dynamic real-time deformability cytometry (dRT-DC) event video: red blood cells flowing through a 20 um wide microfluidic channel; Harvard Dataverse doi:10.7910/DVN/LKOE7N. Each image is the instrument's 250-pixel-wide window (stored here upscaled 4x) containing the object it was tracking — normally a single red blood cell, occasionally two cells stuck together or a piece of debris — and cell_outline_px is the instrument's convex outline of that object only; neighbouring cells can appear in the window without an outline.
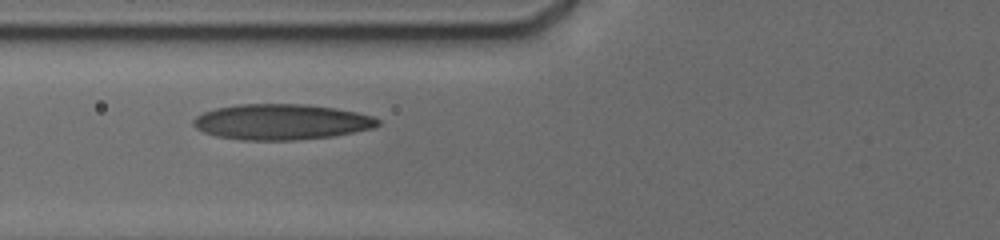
{"species": "human", "species_latin": "Homo sapiens", "temperature_condition": "cold", "stored_images_in_passage": 8, "camera_frame_rate_fps": 3000, "um_per_image_px": 0.085, "donor": {"sex": "male"}, "frame": {"image": 1, "passage_image": 5, "time_ms": 3.0, "image_size_px": [1000, 240], "cell_outline_px": [[380, 124], [376, 128], [332, 136], [292, 140], [244, 140], [216, 136], [204, 132], [196, 128], [192, 124], [192, 120], [196, 116], [204, 112], [216, 108], [240, 104], [308, 104], [336, 108], [356, 112], [372, 116], [380, 120]], "centroid_in_image_um": [23.93, 10.36], "position_along_channel_um": 101.9, "area_um2": 38.38}}
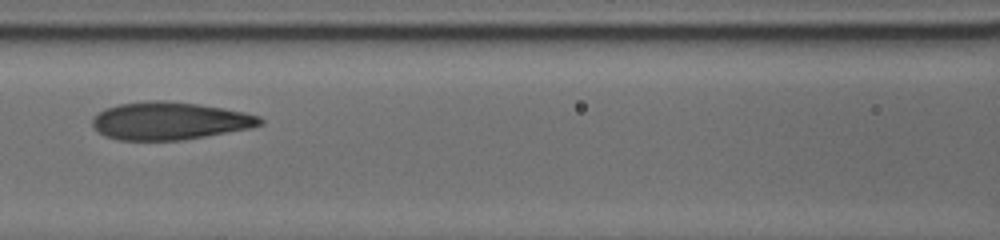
{"frame": {"image": 2, "passage_image": 7, "time_ms": 4.333, "image_size_px": [1000, 240], "cell_outline_px": [[264, 120], [260, 124], [248, 128], [184, 140], [116, 140], [104, 136], [96, 132], [92, 124], [92, 120], [100, 112], [108, 108], [120, 104], [152, 100], [164, 100], [196, 104], [224, 108], [244, 112], [260, 116]], "centroid_in_image_um": [14.39, 10.28], "position_along_channel_um": 152.2, "area_um2": 36.59}}